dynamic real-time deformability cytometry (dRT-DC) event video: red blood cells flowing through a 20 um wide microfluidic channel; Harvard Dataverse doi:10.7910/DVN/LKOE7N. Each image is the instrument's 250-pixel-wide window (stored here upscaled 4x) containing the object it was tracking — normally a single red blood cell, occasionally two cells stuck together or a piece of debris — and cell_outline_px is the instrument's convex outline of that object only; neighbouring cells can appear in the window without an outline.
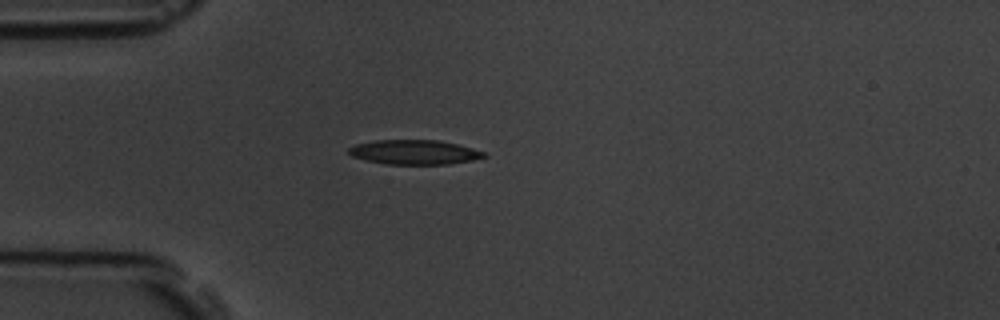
{"species": "common noctule bat (a hibernating species)", "species_latin": "Nyctalus noctula", "temperature_condition": "room temperature", "stored_images_in_passage": 3, "camera_frame_rate_fps": 3000, "um_per_image_px": 0.085, "animal": {"sex": "male", "body_mass_g": 19.5, "forearm_length_mm": 54.6}, "frame": {"image": 1, "passage_image": 1, "time_ms": 0.0, "image_size_px": [1000, 320], "cell_outline_px": [[488, 156], [472, 160], [448, 164], [384, 164], [364, 160], [352, 156], [348, 152], [348, 148], [356, 144], [376, 140], [440, 140], [472, 148], [484, 152]], "centroid_in_image_um": [35.2, 12.93], "position_along_channel_um": 49.8, "area_um2": 19.31}}
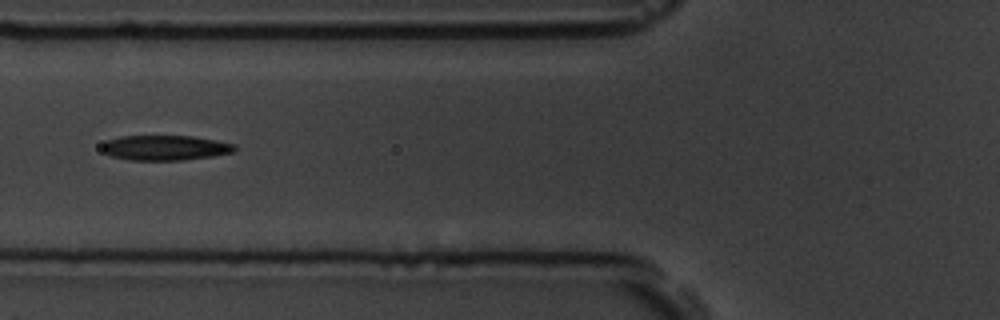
{"frame": {"image": 2, "passage_image": 3, "time_ms": 2.0, "image_size_px": [1000, 320], "cell_outline_px": [[236, 152], [212, 156], [180, 160], [128, 160], [112, 156], [104, 152], [100, 148], [100, 144], [108, 140], [120, 136], [192, 136], [216, 140], [236, 144]], "centroid_in_image_um": [14.03, 12.56], "position_along_channel_um": 111.8, "area_um2": 19.48}}